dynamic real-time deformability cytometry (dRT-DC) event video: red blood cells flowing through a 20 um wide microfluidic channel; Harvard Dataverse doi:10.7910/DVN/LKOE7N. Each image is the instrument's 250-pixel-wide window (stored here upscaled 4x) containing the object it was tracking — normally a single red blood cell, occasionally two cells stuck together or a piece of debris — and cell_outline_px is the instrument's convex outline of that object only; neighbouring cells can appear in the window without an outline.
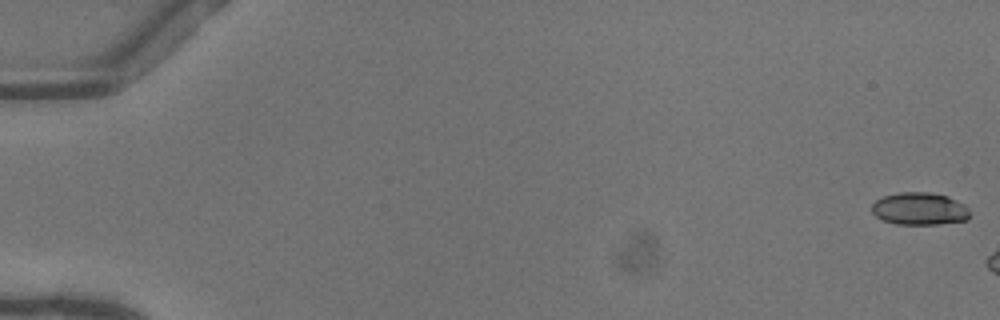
{"species": "common noctule bat (a hibernating species)", "species_latin": "Nyctalus noctula", "temperature_condition": "warm", "stored_images_in_passage": 7, "camera_frame_rate_fps": 3000, "um_per_image_px": 0.085, "animal": {"sex": "female"}, "frame": {"image": 1, "passage_image": 1, "time_ms": 0.0, "image_size_px": [1000, 320], "cell_outline_px": [[968, 220], [936, 224], [896, 224], [880, 220], [872, 212], [872, 204], [876, 200], [884, 196], [900, 192], [928, 192], [948, 196], [964, 204], [968, 208]], "centroid_in_image_um": [78.14, 17.74], "position_along_channel_um": 6.9, "area_um2": 18.55}}